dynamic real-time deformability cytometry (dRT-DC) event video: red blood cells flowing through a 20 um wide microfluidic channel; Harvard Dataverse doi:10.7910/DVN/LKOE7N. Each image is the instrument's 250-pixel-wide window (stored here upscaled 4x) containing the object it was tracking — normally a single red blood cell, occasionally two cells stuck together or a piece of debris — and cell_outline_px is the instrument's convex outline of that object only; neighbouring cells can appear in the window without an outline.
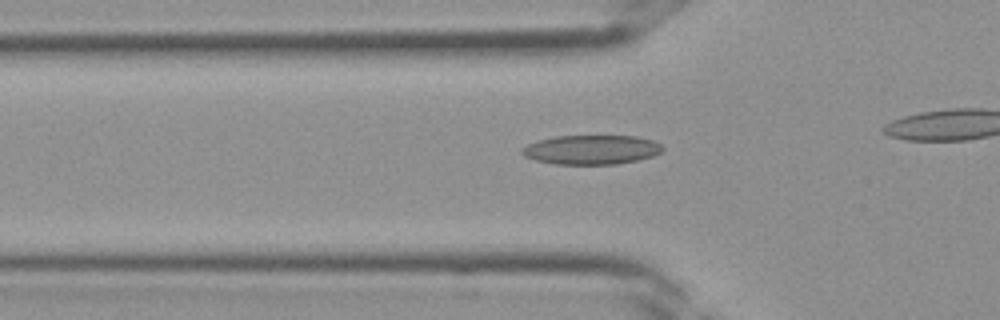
{"species": "Egyptian fruit bat (a non-hibernating species)", "species_latin": "Rousettus aegyptiacus", "temperature_condition": "room temperature", "stored_images_in_passage": 24, "camera_frame_rate_fps": 3000, "um_per_image_px": 0.085, "frame": {"image": 1, "passage_image": 7, "time_ms": 2.0, "image_size_px": [1000, 320], "cell_outline_px": [[664, 148], [660, 152], [652, 156], [636, 160], [616, 164], [556, 164], [536, 160], [524, 156], [520, 152], [520, 148], [536, 140], [556, 136], [636, 136], [652, 140], [660, 144]], "centroid_in_image_um": [50.23, 12.72], "position_along_channel_um": 75.6, "area_um2": 23.99}}
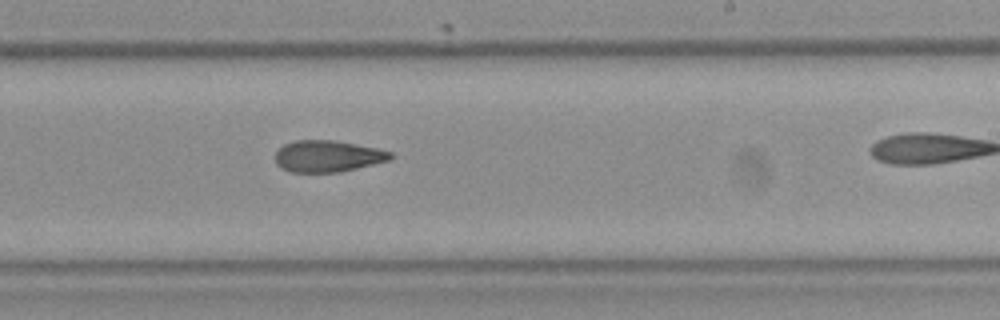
{"frame": {"image": 2, "passage_image": 17, "time_ms": 5.333, "image_size_px": [1000, 320], "cell_outline_px": [[396, 156], [392, 160], [340, 172], [292, 172], [280, 168], [276, 164], [276, 152], [284, 144], [296, 140], [336, 140], [376, 148], [392, 152]], "centroid_in_image_um": [27.89, 13.28], "position_along_channel_um": 261.1, "area_um2": 21.39}}
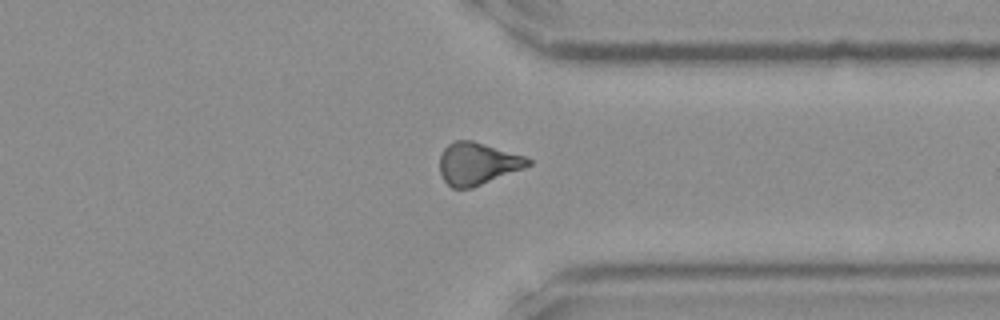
{"frame": {"image": 3, "passage_image": 23, "time_ms": 7.333, "image_size_px": [1000, 320], "cell_outline_px": [[532, 164], [524, 168], [472, 188], [452, 188], [444, 180], [440, 172], [440, 156], [444, 148], [448, 144], [456, 140], [472, 140], [524, 156], [532, 160]], "centroid_in_image_um": [40.58, 13.91], "position_along_channel_um": 370.8, "area_um2": 21.62}}